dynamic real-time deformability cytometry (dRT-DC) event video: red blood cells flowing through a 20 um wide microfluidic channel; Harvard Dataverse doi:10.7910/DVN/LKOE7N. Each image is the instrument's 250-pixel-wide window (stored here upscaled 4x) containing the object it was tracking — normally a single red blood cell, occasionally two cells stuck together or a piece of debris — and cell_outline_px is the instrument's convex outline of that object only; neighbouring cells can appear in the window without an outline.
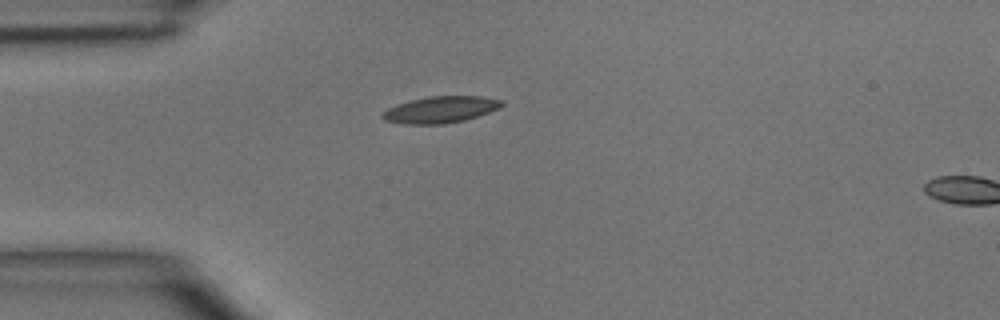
{"species": "common noctule bat (a hibernating species)", "species_latin": "Nyctalus noctula", "temperature_condition": "room temperature", "stored_images_in_passage": 2, "segment_of_instrument_passage": [1, 2], "camera_frame_rate_fps": 3000, "um_per_image_px": 0.085, "animal": {"sex": "male", "body_mass_g": 15.6}, "frame": {"image": 1, "passage_image": 1, "time_ms": 0.0, "image_size_px": [1000, 320], "cell_outline_px": [[504, 104], [488, 112], [464, 120], [444, 124], [404, 124], [384, 120], [380, 116], [388, 108], [396, 104], [428, 96], [480, 96], [504, 100]], "centroid_in_image_um": [37.42, 9.31], "position_along_channel_um": 47.6, "area_um2": 18.32}}